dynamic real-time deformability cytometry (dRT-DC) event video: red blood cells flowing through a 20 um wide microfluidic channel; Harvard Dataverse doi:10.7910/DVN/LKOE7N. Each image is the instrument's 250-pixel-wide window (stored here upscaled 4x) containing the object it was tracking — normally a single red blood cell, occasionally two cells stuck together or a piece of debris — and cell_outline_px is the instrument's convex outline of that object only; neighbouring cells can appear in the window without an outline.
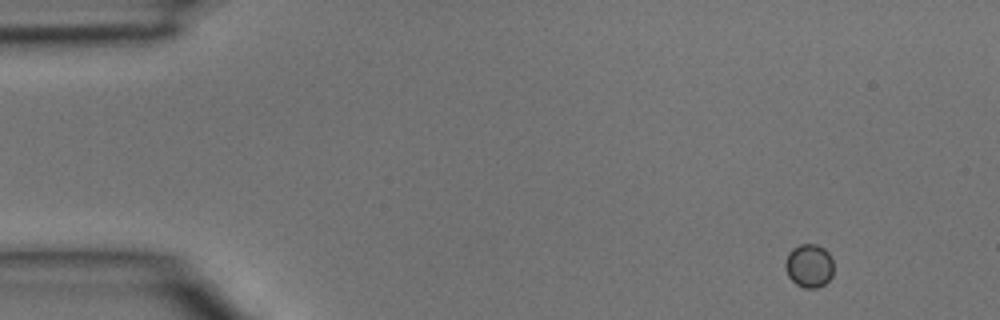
{"species": "common noctule bat (a hibernating species)", "species_latin": "Nyctalus noctula", "temperature_condition": "room temperature", "stored_images_in_passage": 4, "camera_frame_rate_fps": 3000, "um_per_image_px": 0.085, "animal": {"sex": "male", "body_mass_g": 15.6}, "frame": {"image": 1, "passage_image": 1, "time_ms": 0.0, "image_size_px": [1000, 320], "cell_outline_px": [[832, 276], [824, 284], [816, 288], [804, 288], [796, 284], [788, 276], [784, 268], [784, 260], [788, 252], [792, 248], [800, 244], [816, 244], [824, 248], [828, 252], [832, 260]], "centroid_in_image_um": [68.73, 22.57], "position_along_channel_um": 16.3, "area_um2": 12.37}}
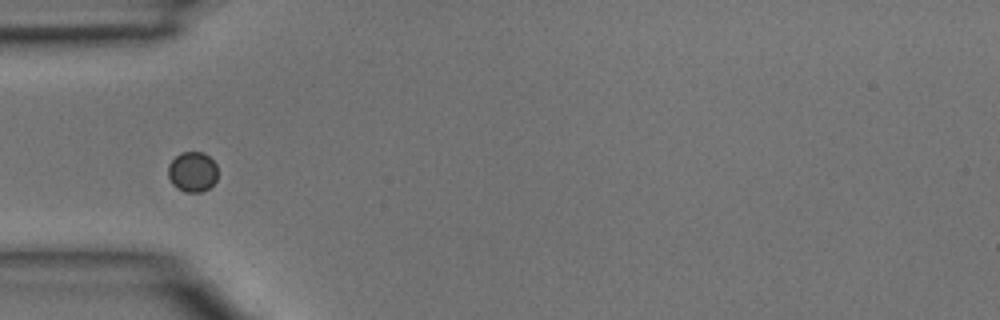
{"frame": {"image": 2, "passage_image": 4, "time_ms": 1.0, "image_size_px": [1000, 320], "cell_outline_px": [[216, 180], [208, 188], [200, 192], [184, 192], [176, 188], [172, 184], [168, 176], [168, 164], [180, 152], [204, 152], [216, 164]], "centroid_in_image_um": [16.33, 14.6], "position_along_channel_um": 68.7, "area_um2": 11.62}}